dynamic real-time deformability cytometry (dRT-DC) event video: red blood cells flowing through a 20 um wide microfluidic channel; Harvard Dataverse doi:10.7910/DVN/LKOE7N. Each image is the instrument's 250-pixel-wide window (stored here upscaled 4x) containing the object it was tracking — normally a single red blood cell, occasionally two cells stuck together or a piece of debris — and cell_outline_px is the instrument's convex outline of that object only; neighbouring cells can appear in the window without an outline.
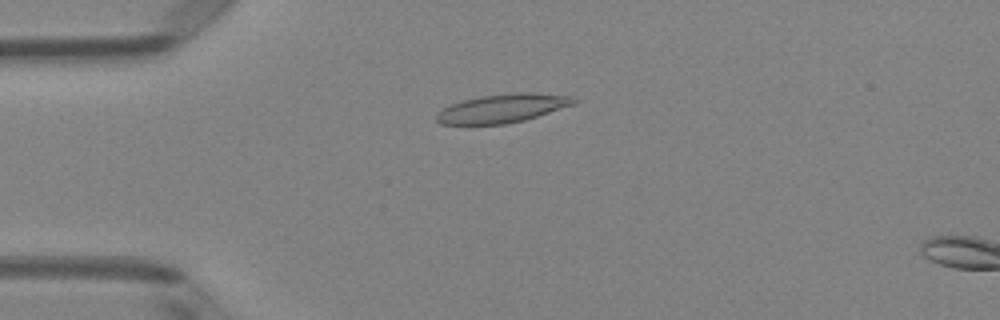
{"species": "Egyptian fruit bat (a non-hibernating species)", "species_latin": "Rousettus aegyptiacus", "temperature_condition": "room temperature", "stored_images_in_passage": 5, "camera_frame_rate_fps": 3000, "um_per_image_px": 0.085, "animal": {"sex": "female"}, "frame": {"image": 1, "passage_image": 4, "time_ms": 1.0, "image_size_px": [1000, 320], "cell_outline_px": [[580, 100], [576, 104], [524, 120], [504, 124], [440, 124], [436, 120], [436, 112], [452, 104], [464, 100], [480, 96], [516, 92], [532, 92], [572, 96]], "centroid_in_image_um": [42.76, 9.2], "position_along_channel_um": 42.2, "area_um2": 22.95}}